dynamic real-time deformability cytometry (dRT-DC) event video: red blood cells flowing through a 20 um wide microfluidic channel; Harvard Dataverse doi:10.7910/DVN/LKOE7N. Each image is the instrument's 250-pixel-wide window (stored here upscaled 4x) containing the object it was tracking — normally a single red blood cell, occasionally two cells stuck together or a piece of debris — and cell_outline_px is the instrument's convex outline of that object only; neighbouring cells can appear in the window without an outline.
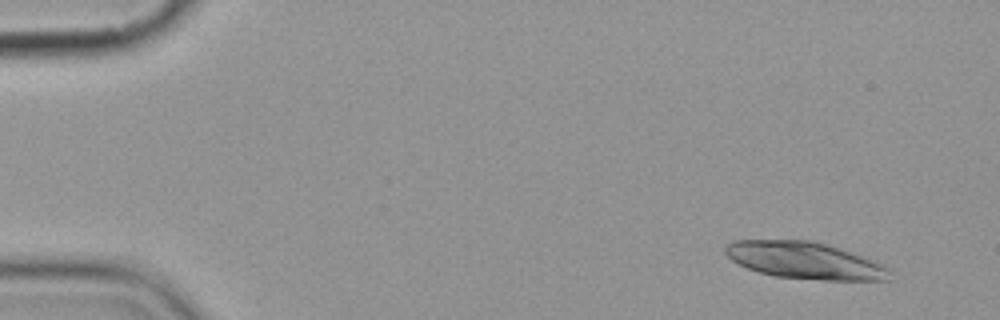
{"species": "common noctule bat (a hibernating species)", "species_latin": "Nyctalus noctula", "temperature_condition": "cold", "stored_images_in_passage": 5, "camera_frame_rate_fps": 3000, "um_per_image_px": 0.085, "animal": {"sex": "female", "body_mass_g": 19.9}, "frame": {"image": 1, "passage_image": 1, "time_ms": 0.0, "image_size_px": [1000, 320], "cell_outline_px": [[888, 280], [824, 280], [776, 276], [760, 272], [748, 268], [732, 260], [724, 252], [724, 244], [732, 240], [812, 240], [840, 248], [880, 264], [888, 268]], "centroid_in_image_um": [68.32, 22.12], "position_along_channel_um": 16.7, "area_um2": 34.85}}